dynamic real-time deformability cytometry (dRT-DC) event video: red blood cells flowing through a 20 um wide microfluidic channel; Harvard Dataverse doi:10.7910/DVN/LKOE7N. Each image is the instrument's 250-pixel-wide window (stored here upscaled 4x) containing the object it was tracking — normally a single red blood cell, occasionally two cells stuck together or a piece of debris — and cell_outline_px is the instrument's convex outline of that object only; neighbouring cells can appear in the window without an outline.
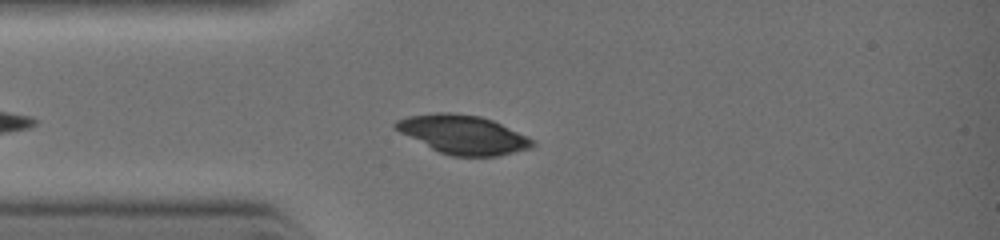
{"species": "common noctule bat (a hibernating species)", "species_latin": "Nyctalus noctula", "temperature_condition": "warm", "stored_images_in_passage": 7, "camera_frame_rate_fps": 3000, "um_per_image_px": 0.085, "animal": {"sex": "female", "body_mass_g": 19.0, "forearm_length_mm": 51.5}, "frame": {"image": 1, "passage_image": 6, "time_ms": 2.0, "image_size_px": [1000, 240], "cell_outline_px": [[536, 144], [532, 148], [500, 156], [452, 156], [440, 152], [392, 128], [392, 124], [396, 120], [408, 116], [436, 112], [448, 112], [480, 116], [492, 120], [528, 136], [536, 140]], "centroid_in_image_um": [39.39, 11.43], "position_along_channel_um": 45.6, "area_um2": 30.98}}